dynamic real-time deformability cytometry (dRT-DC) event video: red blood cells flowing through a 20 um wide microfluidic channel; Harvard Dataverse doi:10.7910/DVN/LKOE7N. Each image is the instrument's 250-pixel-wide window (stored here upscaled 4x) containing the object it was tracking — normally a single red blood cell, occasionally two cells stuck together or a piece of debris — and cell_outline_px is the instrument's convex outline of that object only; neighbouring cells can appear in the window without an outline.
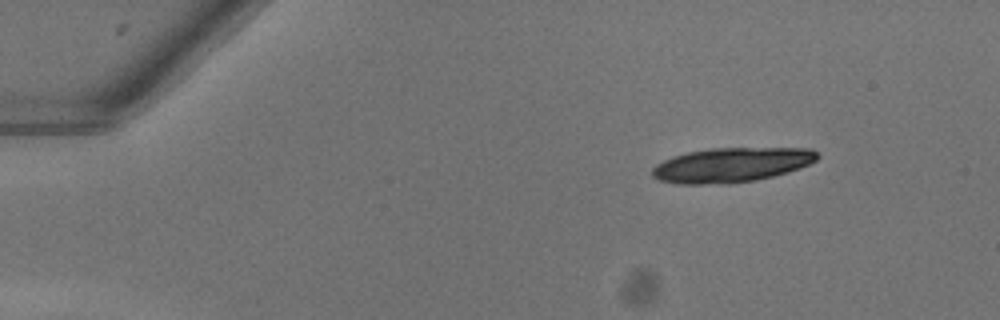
{"species": "common noctule bat (a hibernating species)", "species_latin": "Nyctalus noctula", "temperature_condition": "warm", "stored_images_in_passage": 13, "camera_frame_rate_fps": 3000, "um_per_image_px": 0.085, "animal": {"sex": "female"}, "frame": {"image": 1, "passage_image": 1, "time_ms": 0.0, "image_size_px": [1000, 320], "cell_outline_px": [[820, 156], [816, 160], [800, 168], [788, 172], [756, 180], [728, 184], [680, 184], [660, 180], [652, 176], [652, 168], [656, 164], [672, 156], [688, 152], [712, 148], [812, 148]], "centroid_in_image_um": [62.18, 14.02], "position_along_channel_um": 22.8, "area_um2": 33.35}}